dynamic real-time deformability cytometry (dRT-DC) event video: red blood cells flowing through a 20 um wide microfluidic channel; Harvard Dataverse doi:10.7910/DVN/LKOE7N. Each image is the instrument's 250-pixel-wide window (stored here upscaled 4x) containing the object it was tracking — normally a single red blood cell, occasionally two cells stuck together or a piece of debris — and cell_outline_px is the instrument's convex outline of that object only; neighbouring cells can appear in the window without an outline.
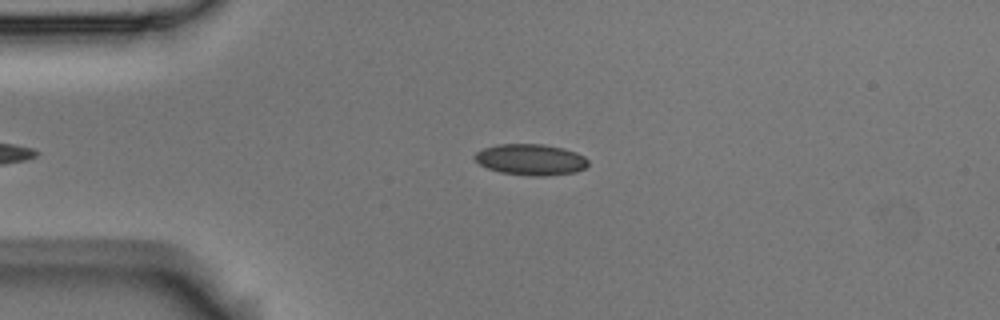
{"species": "Egyptian fruit bat (a non-hibernating species)", "species_latin": "Rousettus aegyptiacus", "temperature_condition": "room temperature", "stored_images_in_passage": 3, "camera_frame_rate_fps": 3000, "um_per_image_px": 0.085, "animal": {"sex": "male"}, "frame": {"image": 1, "passage_image": 1, "time_ms": 0.0, "image_size_px": [1000, 320], "cell_outline_px": [[588, 164], [584, 168], [576, 172], [544, 176], [532, 176], [500, 172], [488, 168], [480, 164], [472, 156], [476, 152], [484, 148], [496, 144], [544, 144], [564, 148], [576, 152], [584, 156], [588, 160]], "centroid_in_image_um": [45.11, 13.56], "position_along_channel_um": 39.9, "area_um2": 20.63}}
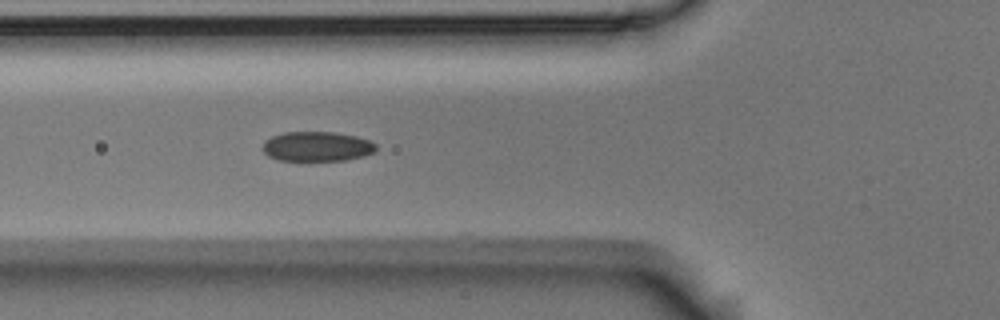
{"frame": {"image": 2, "passage_image": 3, "time_ms": 0.667, "image_size_px": [1000, 320], "cell_outline_px": [[376, 152], [364, 156], [348, 160], [280, 160], [268, 156], [260, 148], [264, 140], [272, 136], [284, 132], [336, 132], [356, 136], [368, 140], [376, 144]], "centroid_in_image_um": [26.93, 12.44], "position_along_channel_um": 98.9, "area_um2": 19.83}}